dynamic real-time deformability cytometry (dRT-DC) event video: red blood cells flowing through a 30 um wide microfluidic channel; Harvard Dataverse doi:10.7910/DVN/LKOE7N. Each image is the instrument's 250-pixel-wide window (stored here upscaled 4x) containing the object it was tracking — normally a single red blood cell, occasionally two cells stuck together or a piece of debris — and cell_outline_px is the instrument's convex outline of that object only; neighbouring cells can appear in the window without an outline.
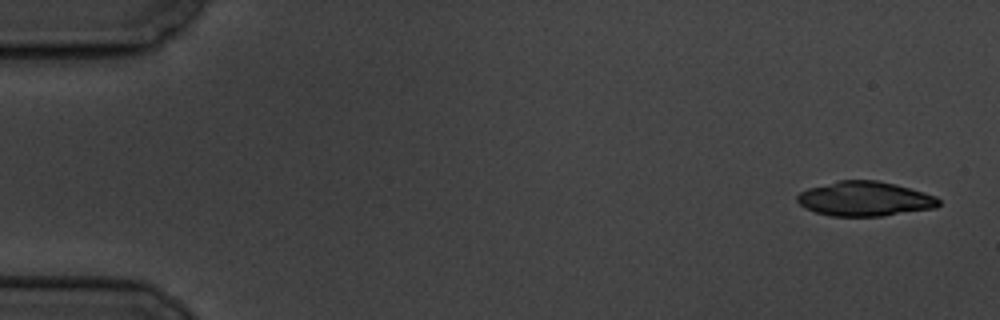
{"species": "common noctule bat (a hibernating species)", "species_latin": "Nyctalus noctula", "temperature_condition": "cold", "stored_images_in_passage": 5, "segment_of_instrument_passage": [1, 2], "camera_frame_rate_fps": 3000, "um_per_image_px": 0.085, "animal": {"sex": "male", "body_mass_g": 19.5, "forearm_length_mm": 54.6}, "frame": {"image": 1, "passage_image": 1, "time_ms": 0.0, "image_size_px": [1000, 320], "cell_outline_px": [[940, 204], [936, 208], [880, 216], [832, 216], [816, 212], [804, 208], [796, 200], [796, 196], [800, 192], [808, 188], [840, 180], [876, 180], [896, 184], [924, 192], [936, 196], [940, 200]], "centroid_in_image_um": [73.51, 16.9], "position_along_channel_um": 11.5, "area_um2": 28.55}}